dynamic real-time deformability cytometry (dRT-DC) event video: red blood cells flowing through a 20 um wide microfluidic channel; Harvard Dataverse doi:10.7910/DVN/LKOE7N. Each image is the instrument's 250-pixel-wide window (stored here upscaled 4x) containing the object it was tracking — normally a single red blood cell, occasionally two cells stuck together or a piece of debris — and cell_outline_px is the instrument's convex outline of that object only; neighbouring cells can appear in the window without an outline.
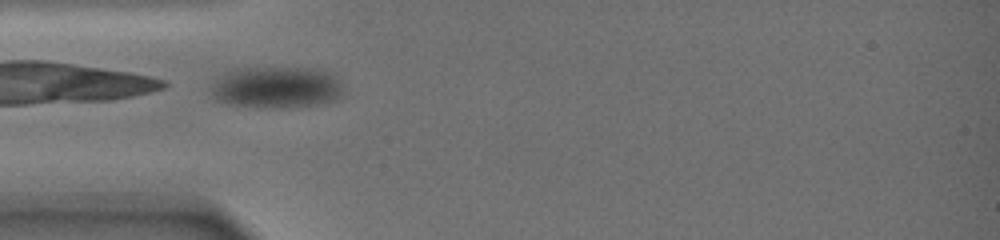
{"species": "common noctule bat (a hibernating species)", "species_latin": "Nyctalus noctula", "temperature_condition": "warm", "stored_images_in_passage": 70, "camera_frame_rate_fps": 3000, "um_per_image_px": 0.085, "animal": {"sex": "female", "body_mass_g": 19.0, "forearm_length_mm": 51.5}, "frame": {"image": 1, "passage_image": 1, "time_ms": 0.0, "image_size_px": [1000, 240], "cell_outline_px": [[344, 96], [336, 100], [324, 104], [288, 108], [256, 108], [232, 104], [212, 100], [208, 84], [232, 68], [316, 68], [332, 72], [336, 76], [344, 88]], "centroid_in_image_um": [23.5, 7.44], "position_along_channel_um": 61.5, "area_um2": 33.41}}
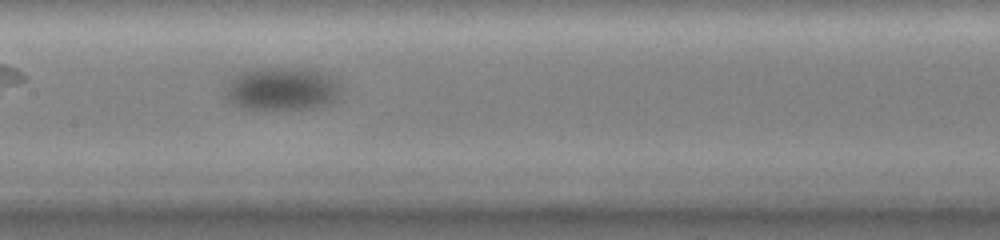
{"frame": {"image": 2, "passage_image": 25, "time_ms": 4.333, "image_size_px": [1000, 240], "cell_outline_px": [[340, 96], [332, 104], [312, 108], [240, 108], [232, 104], [224, 96], [224, 88], [240, 72], [252, 68], [304, 68], [328, 76], [340, 84]], "centroid_in_image_um": [23.94, 7.56], "position_along_channel_um": 183.5, "area_um2": 28.9}}
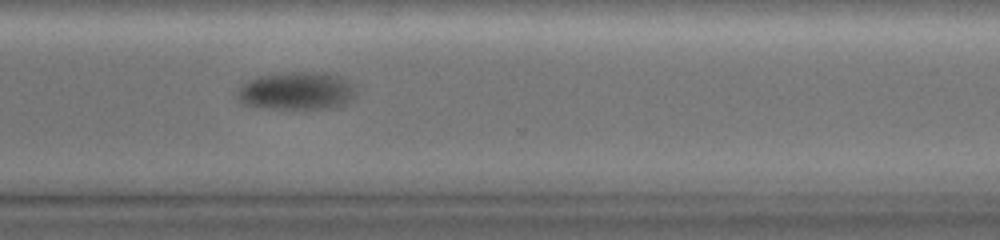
{"frame": {"image": 3, "passage_image": 49, "time_ms": 10.0, "image_size_px": [1000, 240], "cell_outline_px": [[356, 96], [352, 100], [336, 108], [252, 108], [240, 104], [236, 96], [236, 88], [248, 80], [256, 76], [284, 72], [328, 72], [340, 76], [348, 80], [352, 84], [356, 92]], "centroid_in_image_um": [25.16, 7.72], "position_along_channel_um": 345.4, "area_um2": 26.99}}